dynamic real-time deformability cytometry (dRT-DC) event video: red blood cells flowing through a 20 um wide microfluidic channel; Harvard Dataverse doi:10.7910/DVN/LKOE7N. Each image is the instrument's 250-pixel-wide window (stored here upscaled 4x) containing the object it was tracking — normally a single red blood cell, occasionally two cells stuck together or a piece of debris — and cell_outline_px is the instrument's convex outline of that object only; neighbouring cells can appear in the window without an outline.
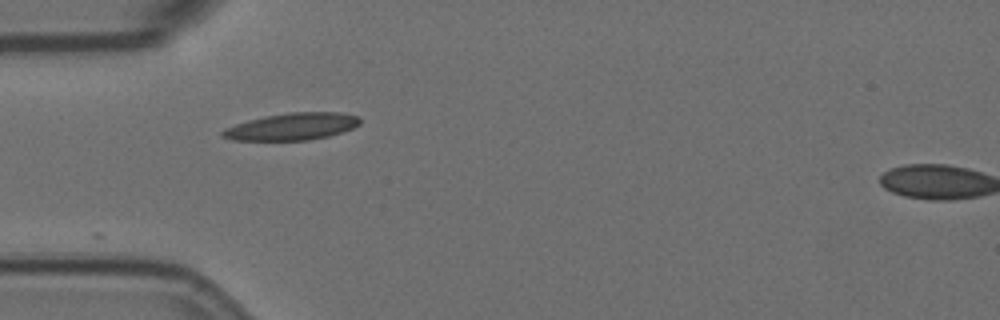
{"species": "Egyptian fruit bat (a non-hibernating species)", "species_latin": "Rousettus aegyptiacus", "temperature_condition": "room temperature", "stored_images_in_passage": 11, "camera_frame_rate_fps": 3000, "um_per_image_px": 0.085, "animal": {"sex": "female"}, "frame": {"image": 1, "passage_image": 1, "time_ms": 0.0, "image_size_px": [1000, 320], "cell_outline_px": [[360, 124], [352, 128], [328, 136], [308, 140], [232, 140], [220, 136], [220, 132], [224, 128], [248, 120], [264, 116], [288, 112], [340, 112], [360, 116]], "centroid_in_image_um": [24.8, 10.75], "position_along_channel_um": 60.2, "area_um2": 21.73}}
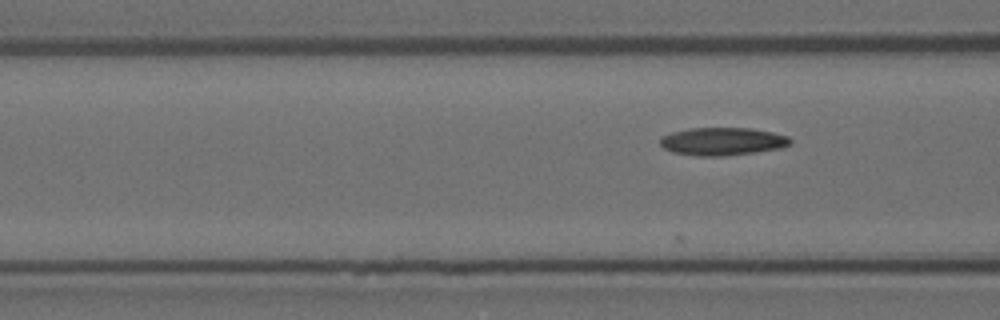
{"frame": {"image": 2, "passage_image": 5, "time_ms": 1.333, "image_size_px": [1000, 320], "cell_outline_px": [[792, 144], [780, 148], [724, 156], [696, 156], [672, 152], [664, 148], [660, 144], [660, 136], [672, 132], [692, 128], [752, 128], [772, 132], [788, 136], [792, 140]], "centroid_in_image_um": [61.4, 12.01], "position_along_channel_um": 105.2, "area_um2": 21.15}}
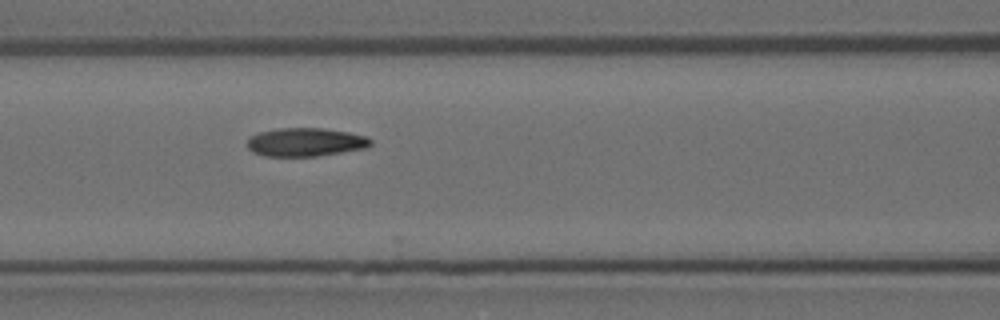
{"frame": {"image": 3, "passage_image": 8, "time_ms": 2.333, "image_size_px": [1000, 320], "cell_outline_px": [[372, 144], [368, 148], [316, 156], [264, 156], [252, 152], [248, 148], [248, 140], [252, 136], [260, 132], [276, 128], [324, 128], [348, 132], [368, 136], [372, 140]], "centroid_in_image_um": [26.01, 12.08], "position_along_channel_um": 140.6, "area_um2": 20.58}}